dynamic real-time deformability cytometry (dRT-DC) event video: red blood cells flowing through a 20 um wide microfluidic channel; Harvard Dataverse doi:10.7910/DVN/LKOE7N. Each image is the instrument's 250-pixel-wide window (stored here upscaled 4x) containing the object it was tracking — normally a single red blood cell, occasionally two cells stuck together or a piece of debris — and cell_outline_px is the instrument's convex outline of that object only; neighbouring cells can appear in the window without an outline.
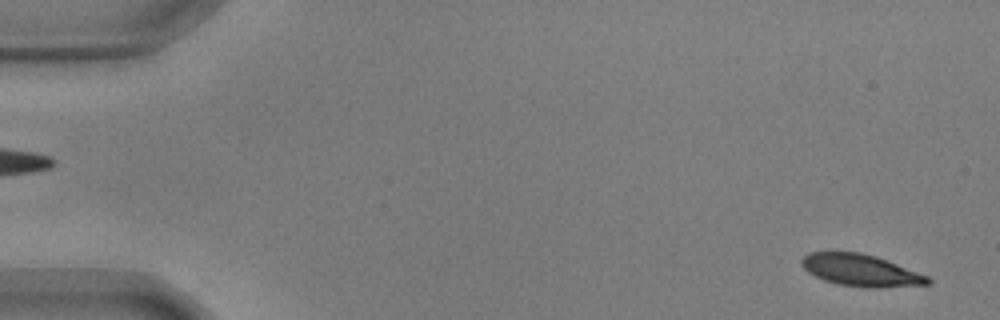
{"species": "common noctule bat (a hibernating species)", "species_latin": "Nyctalus noctula", "temperature_condition": "warm", "stored_images_in_passage": 55, "camera_frame_rate_fps": 3000, "um_per_image_px": 0.085, "animal": {"sex": "male", "body_mass_g": 17.9, "forearm_length_mm": 54.2}, "frame": {"image": 1, "passage_image": 2, "time_ms": 0.333, "image_size_px": [1000, 320], "cell_outline_px": [[932, 284], [880, 288], [864, 288], [836, 284], [824, 280], [808, 272], [800, 264], [800, 260], [808, 252], [860, 252], [876, 256], [928, 276], [932, 280]], "centroid_in_image_um": [73.17, 22.99], "position_along_channel_um": 11.8, "area_um2": 23.64}}
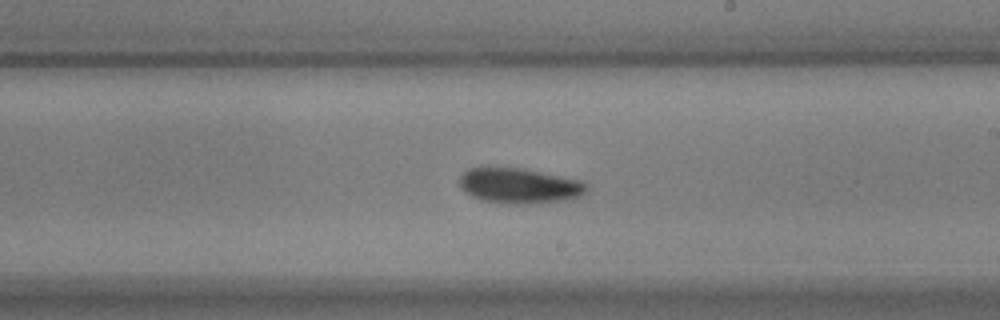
{"frame": {"image": 2, "passage_image": 32, "time_ms": 10.333, "image_size_px": [1000, 320], "cell_outline_px": [[588, 188], [580, 196], [564, 200], [532, 204], [504, 204], [480, 200], [464, 192], [460, 188], [460, 176], [468, 168], [496, 164], [520, 168], [580, 180], [588, 184]], "centroid_in_image_um": [44.06, 15.76], "position_along_channel_um": 244.9, "area_um2": 26.88}}
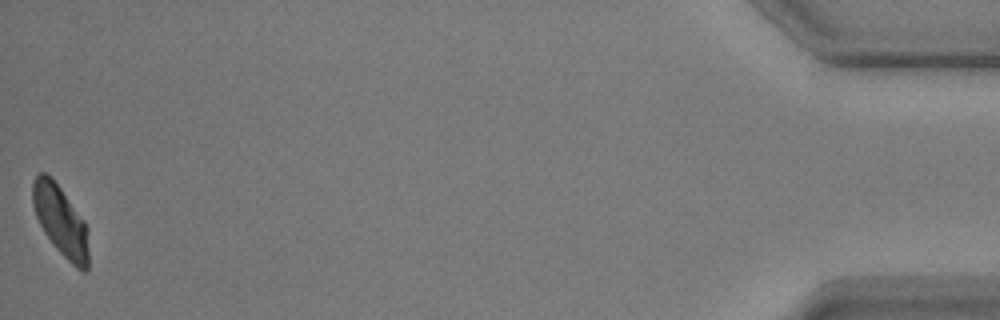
{"frame": {"image": 3, "passage_image": 55, "time_ms": 18.0, "image_size_px": [1000, 320], "cell_outline_px": [[88, 268], [84, 272], [76, 268], [56, 248], [44, 232], [36, 216], [32, 204], [32, 184], [36, 176], [40, 172], [44, 172], [60, 188], [84, 220], [88, 228]], "centroid_in_image_um": [5.16, 18.8], "position_along_channel_um": 430.0, "area_um2": 22.66}, "authors_computed_cell_mechanics": {"area_um2": 24.4494, "velocity_mm_per_s": 3.6137, "shape_relaxation_time_tau1_ms": 3.1929, "shape_relaxation_time_tau2_ms": 2.9488, "deformation_change_tau1": 0.1271, "deformation_change_tau2": 0.0713}}